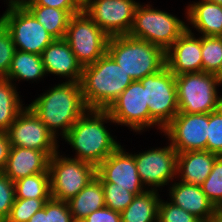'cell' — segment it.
Segmentation results:
<instances>
[{"instance_id": "6da1fadb", "label": "cell", "mask_w": 222, "mask_h": 222, "mask_svg": "<svg viewBox=\"0 0 222 222\" xmlns=\"http://www.w3.org/2000/svg\"><path fill=\"white\" fill-rule=\"evenodd\" d=\"M55 136L64 138L76 121L88 110L80 82H63L40 95L28 106ZM58 128V130H57Z\"/></svg>"}, {"instance_id": "7a4b0ae2", "label": "cell", "mask_w": 222, "mask_h": 222, "mask_svg": "<svg viewBox=\"0 0 222 222\" xmlns=\"http://www.w3.org/2000/svg\"><path fill=\"white\" fill-rule=\"evenodd\" d=\"M105 120L113 122L106 110L88 109L70 128L64 139L75 149V159L97 167L120 146L104 127Z\"/></svg>"}, {"instance_id": "3957f363", "label": "cell", "mask_w": 222, "mask_h": 222, "mask_svg": "<svg viewBox=\"0 0 222 222\" xmlns=\"http://www.w3.org/2000/svg\"><path fill=\"white\" fill-rule=\"evenodd\" d=\"M132 82L106 52L95 63L83 67L80 83L88 109L106 110Z\"/></svg>"}, {"instance_id": "277c9868", "label": "cell", "mask_w": 222, "mask_h": 222, "mask_svg": "<svg viewBox=\"0 0 222 222\" xmlns=\"http://www.w3.org/2000/svg\"><path fill=\"white\" fill-rule=\"evenodd\" d=\"M107 53L133 81L157 73L166 66L163 49L129 35L109 37Z\"/></svg>"}, {"instance_id": "5b68a950", "label": "cell", "mask_w": 222, "mask_h": 222, "mask_svg": "<svg viewBox=\"0 0 222 222\" xmlns=\"http://www.w3.org/2000/svg\"><path fill=\"white\" fill-rule=\"evenodd\" d=\"M175 82L179 113H210L222 106V97L217 95L220 76L203 71L184 73L175 76Z\"/></svg>"}, {"instance_id": "8992f818", "label": "cell", "mask_w": 222, "mask_h": 222, "mask_svg": "<svg viewBox=\"0 0 222 222\" xmlns=\"http://www.w3.org/2000/svg\"><path fill=\"white\" fill-rule=\"evenodd\" d=\"M136 7L129 36L152 43L165 52L187 29V25L176 16L149 5Z\"/></svg>"}, {"instance_id": "52a82bcc", "label": "cell", "mask_w": 222, "mask_h": 222, "mask_svg": "<svg viewBox=\"0 0 222 222\" xmlns=\"http://www.w3.org/2000/svg\"><path fill=\"white\" fill-rule=\"evenodd\" d=\"M50 195L58 201H69L96 177V166L89 162L60 156L49 159Z\"/></svg>"}, {"instance_id": "ba28073f", "label": "cell", "mask_w": 222, "mask_h": 222, "mask_svg": "<svg viewBox=\"0 0 222 222\" xmlns=\"http://www.w3.org/2000/svg\"><path fill=\"white\" fill-rule=\"evenodd\" d=\"M145 88L150 113V127L163 129L179 113L175 75L165 66L161 71L140 80Z\"/></svg>"}, {"instance_id": "9c48e42d", "label": "cell", "mask_w": 222, "mask_h": 222, "mask_svg": "<svg viewBox=\"0 0 222 222\" xmlns=\"http://www.w3.org/2000/svg\"><path fill=\"white\" fill-rule=\"evenodd\" d=\"M0 22L10 32L17 50L41 55L55 38L24 5H8Z\"/></svg>"}, {"instance_id": "30bf717a", "label": "cell", "mask_w": 222, "mask_h": 222, "mask_svg": "<svg viewBox=\"0 0 222 222\" xmlns=\"http://www.w3.org/2000/svg\"><path fill=\"white\" fill-rule=\"evenodd\" d=\"M108 39L83 10L71 16L64 36L82 67L95 63L107 52Z\"/></svg>"}, {"instance_id": "8fae6325", "label": "cell", "mask_w": 222, "mask_h": 222, "mask_svg": "<svg viewBox=\"0 0 222 222\" xmlns=\"http://www.w3.org/2000/svg\"><path fill=\"white\" fill-rule=\"evenodd\" d=\"M138 2L134 0H87L82 10L109 37L128 35Z\"/></svg>"}, {"instance_id": "7c38bea8", "label": "cell", "mask_w": 222, "mask_h": 222, "mask_svg": "<svg viewBox=\"0 0 222 222\" xmlns=\"http://www.w3.org/2000/svg\"><path fill=\"white\" fill-rule=\"evenodd\" d=\"M96 177L103 187H121L138 196L144 190L133 154L121 145L96 167Z\"/></svg>"}, {"instance_id": "4fadbf2b", "label": "cell", "mask_w": 222, "mask_h": 222, "mask_svg": "<svg viewBox=\"0 0 222 222\" xmlns=\"http://www.w3.org/2000/svg\"><path fill=\"white\" fill-rule=\"evenodd\" d=\"M106 111L110 114L113 123L126 125L133 131L140 132L146 127H150L145 88L140 80L133 81Z\"/></svg>"}, {"instance_id": "5bb4252c", "label": "cell", "mask_w": 222, "mask_h": 222, "mask_svg": "<svg viewBox=\"0 0 222 222\" xmlns=\"http://www.w3.org/2000/svg\"><path fill=\"white\" fill-rule=\"evenodd\" d=\"M209 113H178L163 129L177 153L206 150Z\"/></svg>"}, {"instance_id": "9a60e30c", "label": "cell", "mask_w": 222, "mask_h": 222, "mask_svg": "<svg viewBox=\"0 0 222 222\" xmlns=\"http://www.w3.org/2000/svg\"><path fill=\"white\" fill-rule=\"evenodd\" d=\"M11 147L39 151H57L55 136L27 106L17 116L7 131Z\"/></svg>"}, {"instance_id": "2e32d148", "label": "cell", "mask_w": 222, "mask_h": 222, "mask_svg": "<svg viewBox=\"0 0 222 222\" xmlns=\"http://www.w3.org/2000/svg\"><path fill=\"white\" fill-rule=\"evenodd\" d=\"M177 151L169 146L155 148L139 154L134 153L137 171L143 185L152 186L151 190L168 184L176 173Z\"/></svg>"}, {"instance_id": "e0dca14e", "label": "cell", "mask_w": 222, "mask_h": 222, "mask_svg": "<svg viewBox=\"0 0 222 222\" xmlns=\"http://www.w3.org/2000/svg\"><path fill=\"white\" fill-rule=\"evenodd\" d=\"M166 67L175 76L202 71L201 37H194L188 26L166 51Z\"/></svg>"}, {"instance_id": "ac0fdd59", "label": "cell", "mask_w": 222, "mask_h": 222, "mask_svg": "<svg viewBox=\"0 0 222 222\" xmlns=\"http://www.w3.org/2000/svg\"><path fill=\"white\" fill-rule=\"evenodd\" d=\"M57 151L11 147L3 173L13 182L39 173H49V159Z\"/></svg>"}, {"instance_id": "d6986e66", "label": "cell", "mask_w": 222, "mask_h": 222, "mask_svg": "<svg viewBox=\"0 0 222 222\" xmlns=\"http://www.w3.org/2000/svg\"><path fill=\"white\" fill-rule=\"evenodd\" d=\"M46 74L65 76L68 82H81L83 67L64 39H55L42 52Z\"/></svg>"}, {"instance_id": "ffe728a7", "label": "cell", "mask_w": 222, "mask_h": 222, "mask_svg": "<svg viewBox=\"0 0 222 222\" xmlns=\"http://www.w3.org/2000/svg\"><path fill=\"white\" fill-rule=\"evenodd\" d=\"M169 192L173 204L191 213L201 222H208L214 215V205L200 185L174 182Z\"/></svg>"}, {"instance_id": "44dd1931", "label": "cell", "mask_w": 222, "mask_h": 222, "mask_svg": "<svg viewBox=\"0 0 222 222\" xmlns=\"http://www.w3.org/2000/svg\"><path fill=\"white\" fill-rule=\"evenodd\" d=\"M218 154L207 150L188 151L177 154L176 173L187 184L201 185L212 171Z\"/></svg>"}, {"instance_id": "7402d4cb", "label": "cell", "mask_w": 222, "mask_h": 222, "mask_svg": "<svg viewBox=\"0 0 222 222\" xmlns=\"http://www.w3.org/2000/svg\"><path fill=\"white\" fill-rule=\"evenodd\" d=\"M187 20L202 36L222 37V6L201 0L187 7Z\"/></svg>"}, {"instance_id": "603a6c76", "label": "cell", "mask_w": 222, "mask_h": 222, "mask_svg": "<svg viewBox=\"0 0 222 222\" xmlns=\"http://www.w3.org/2000/svg\"><path fill=\"white\" fill-rule=\"evenodd\" d=\"M67 202L73 220L81 222L89 214L105 207L104 189L101 181L94 177L86 187Z\"/></svg>"}, {"instance_id": "cb8c5ba5", "label": "cell", "mask_w": 222, "mask_h": 222, "mask_svg": "<svg viewBox=\"0 0 222 222\" xmlns=\"http://www.w3.org/2000/svg\"><path fill=\"white\" fill-rule=\"evenodd\" d=\"M157 190H147L135 196L134 200L121 212L122 222H157L159 209Z\"/></svg>"}, {"instance_id": "d4e9b609", "label": "cell", "mask_w": 222, "mask_h": 222, "mask_svg": "<svg viewBox=\"0 0 222 222\" xmlns=\"http://www.w3.org/2000/svg\"><path fill=\"white\" fill-rule=\"evenodd\" d=\"M46 74L42 56L34 53L15 51L6 79L37 80Z\"/></svg>"}, {"instance_id": "484cf974", "label": "cell", "mask_w": 222, "mask_h": 222, "mask_svg": "<svg viewBox=\"0 0 222 222\" xmlns=\"http://www.w3.org/2000/svg\"><path fill=\"white\" fill-rule=\"evenodd\" d=\"M55 39H64L71 14L62 9L46 6H25Z\"/></svg>"}, {"instance_id": "4316f807", "label": "cell", "mask_w": 222, "mask_h": 222, "mask_svg": "<svg viewBox=\"0 0 222 222\" xmlns=\"http://www.w3.org/2000/svg\"><path fill=\"white\" fill-rule=\"evenodd\" d=\"M18 95L16 86L10 80L0 78V131L7 132L24 109Z\"/></svg>"}, {"instance_id": "83f0119b", "label": "cell", "mask_w": 222, "mask_h": 222, "mask_svg": "<svg viewBox=\"0 0 222 222\" xmlns=\"http://www.w3.org/2000/svg\"><path fill=\"white\" fill-rule=\"evenodd\" d=\"M15 198L50 199V174H33L14 182Z\"/></svg>"}, {"instance_id": "f1b7e54d", "label": "cell", "mask_w": 222, "mask_h": 222, "mask_svg": "<svg viewBox=\"0 0 222 222\" xmlns=\"http://www.w3.org/2000/svg\"><path fill=\"white\" fill-rule=\"evenodd\" d=\"M202 71L222 78V37L201 36Z\"/></svg>"}, {"instance_id": "f546056e", "label": "cell", "mask_w": 222, "mask_h": 222, "mask_svg": "<svg viewBox=\"0 0 222 222\" xmlns=\"http://www.w3.org/2000/svg\"><path fill=\"white\" fill-rule=\"evenodd\" d=\"M48 200L15 198L10 215L5 222H28L37 211L44 207Z\"/></svg>"}, {"instance_id": "4dcf8cb0", "label": "cell", "mask_w": 222, "mask_h": 222, "mask_svg": "<svg viewBox=\"0 0 222 222\" xmlns=\"http://www.w3.org/2000/svg\"><path fill=\"white\" fill-rule=\"evenodd\" d=\"M200 186L213 205L222 199V155L216 158L212 171Z\"/></svg>"}, {"instance_id": "1f68e13d", "label": "cell", "mask_w": 222, "mask_h": 222, "mask_svg": "<svg viewBox=\"0 0 222 222\" xmlns=\"http://www.w3.org/2000/svg\"><path fill=\"white\" fill-rule=\"evenodd\" d=\"M206 150L222 155V106L209 113Z\"/></svg>"}, {"instance_id": "d6a6232c", "label": "cell", "mask_w": 222, "mask_h": 222, "mask_svg": "<svg viewBox=\"0 0 222 222\" xmlns=\"http://www.w3.org/2000/svg\"><path fill=\"white\" fill-rule=\"evenodd\" d=\"M16 51L10 32L0 22V78H5Z\"/></svg>"}, {"instance_id": "836d02e7", "label": "cell", "mask_w": 222, "mask_h": 222, "mask_svg": "<svg viewBox=\"0 0 222 222\" xmlns=\"http://www.w3.org/2000/svg\"><path fill=\"white\" fill-rule=\"evenodd\" d=\"M157 222H201L197 217L172 202L160 200Z\"/></svg>"}, {"instance_id": "e575fe53", "label": "cell", "mask_w": 222, "mask_h": 222, "mask_svg": "<svg viewBox=\"0 0 222 222\" xmlns=\"http://www.w3.org/2000/svg\"><path fill=\"white\" fill-rule=\"evenodd\" d=\"M103 189L105 206L120 213L127 208L136 196L121 187H103Z\"/></svg>"}, {"instance_id": "d590c367", "label": "cell", "mask_w": 222, "mask_h": 222, "mask_svg": "<svg viewBox=\"0 0 222 222\" xmlns=\"http://www.w3.org/2000/svg\"><path fill=\"white\" fill-rule=\"evenodd\" d=\"M15 200L14 182L0 172V222H5Z\"/></svg>"}, {"instance_id": "8d00e7d4", "label": "cell", "mask_w": 222, "mask_h": 222, "mask_svg": "<svg viewBox=\"0 0 222 222\" xmlns=\"http://www.w3.org/2000/svg\"><path fill=\"white\" fill-rule=\"evenodd\" d=\"M48 222H75L67 201H58L50 198L47 201Z\"/></svg>"}, {"instance_id": "74e56055", "label": "cell", "mask_w": 222, "mask_h": 222, "mask_svg": "<svg viewBox=\"0 0 222 222\" xmlns=\"http://www.w3.org/2000/svg\"><path fill=\"white\" fill-rule=\"evenodd\" d=\"M24 6H46L68 11L75 15L82 10V5L77 0H27Z\"/></svg>"}, {"instance_id": "f35d334b", "label": "cell", "mask_w": 222, "mask_h": 222, "mask_svg": "<svg viewBox=\"0 0 222 222\" xmlns=\"http://www.w3.org/2000/svg\"><path fill=\"white\" fill-rule=\"evenodd\" d=\"M81 222H122L121 213L103 207L85 217Z\"/></svg>"}, {"instance_id": "ab89813d", "label": "cell", "mask_w": 222, "mask_h": 222, "mask_svg": "<svg viewBox=\"0 0 222 222\" xmlns=\"http://www.w3.org/2000/svg\"><path fill=\"white\" fill-rule=\"evenodd\" d=\"M11 145L7 132L0 131V172L6 167Z\"/></svg>"}, {"instance_id": "60d3db41", "label": "cell", "mask_w": 222, "mask_h": 222, "mask_svg": "<svg viewBox=\"0 0 222 222\" xmlns=\"http://www.w3.org/2000/svg\"><path fill=\"white\" fill-rule=\"evenodd\" d=\"M28 222H48L47 221V202L44 207L37 211Z\"/></svg>"}, {"instance_id": "b9f144b4", "label": "cell", "mask_w": 222, "mask_h": 222, "mask_svg": "<svg viewBox=\"0 0 222 222\" xmlns=\"http://www.w3.org/2000/svg\"><path fill=\"white\" fill-rule=\"evenodd\" d=\"M214 216L222 218V199L214 205Z\"/></svg>"}, {"instance_id": "7bdbcfd3", "label": "cell", "mask_w": 222, "mask_h": 222, "mask_svg": "<svg viewBox=\"0 0 222 222\" xmlns=\"http://www.w3.org/2000/svg\"><path fill=\"white\" fill-rule=\"evenodd\" d=\"M8 5H23L27 0H8Z\"/></svg>"}, {"instance_id": "ee69618b", "label": "cell", "mask_w": 222, "mask_h": 222, "mask_svg": "<svg viewBox=\"0 0 222 222\" xmlns=\"http://www.w3.org/2000/svg\"><path fill=\"white\" fill-rule=\"evenodd\" d=\"M208 222H222V218H217L213 215Z\"/></svg>"}, {"instance_id": "f6af8a7d", "label": "cell", "mask_w": 222, "mask_h": 222, "mask_svg": "<svg viewBox=\"0 0 222 222\" xmlns=\"http://www.w3.org/2000/svg\"><path fill=\"white\" fill-rule=\"evenodd\" d=\"M205 1H208V2H211V3H215V4H218V5L222 6V0H205Z\"/></svg>"}, {"instance_id": "bcb514c9", "label": "cell", "mask_w": 222, "mask_h": 222, "mask_svg": "<svg viewBox=\"0 0 222 222\" xmlns=\"http://www.w3.org/2000/svg\"><path fill=\"white\" fill-rule=\"evenodd\" d=\"M81 5H83L87 0H77Z\"/></svg>"}]
</instances>
